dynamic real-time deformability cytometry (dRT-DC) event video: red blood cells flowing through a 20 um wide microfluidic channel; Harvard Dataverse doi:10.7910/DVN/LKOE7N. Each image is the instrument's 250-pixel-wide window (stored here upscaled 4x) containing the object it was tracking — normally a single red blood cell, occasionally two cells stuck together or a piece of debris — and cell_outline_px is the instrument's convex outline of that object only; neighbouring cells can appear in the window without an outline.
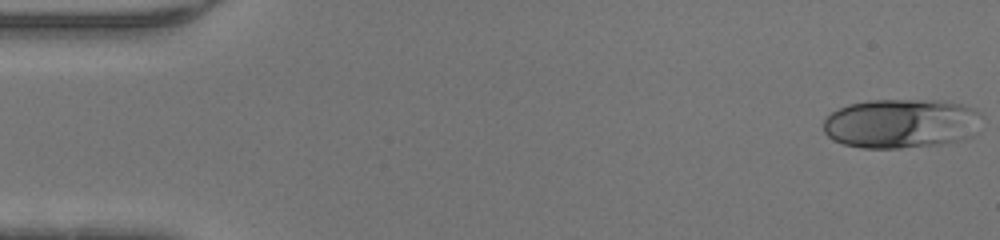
{"species": "human", "species_latin": "Homo sapiens", "temperature_condition": "warm", "stored_images_in_passage": 29, "camera_frame_rate_fps": 3000, "um_per_image_px": 0.085, "donor": {"sex": "male"}, "frame": {"image": 1, "passage_image": 1, "time_ms": 0.0, "image_size_px": [1000, 240], "cell_outline_px": [[984, 116], [972, 136], [960, 140], [940, 144], [900, 148], [860, 148], [844, 144], [832, 140], [824, 132], [824, 120], [832, 112], [848, 104], [868, 100], [944, 100], [976, 108]], "centroid_in_image_um": [76.63, 10.49], "position_along_channel_um": 8.4, "area_um2": 46.07}}
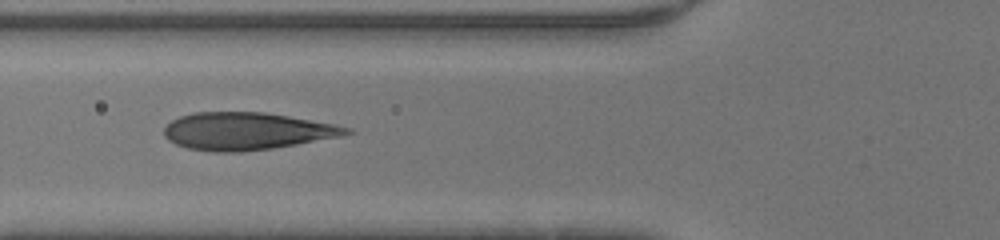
{"frame": {"image": 2, "passage_image": 17, "time_ms": 5.333, "image_size_px": [1000, 240], "cell_outline_px": [[356, 132], [344, 136], [272, 148], [240, 152], [212, 152], [188, 148], [176, 144], [168, 140], [164, 136], [164, 128], [172, 120], [180, 116], [192, 112], [264, 112], [336, 124], [352, 128]], "centroid_in_image_um": [21.0, 11.15], "position_along_channel_um": 104.8, "area_um2": 39.94}}
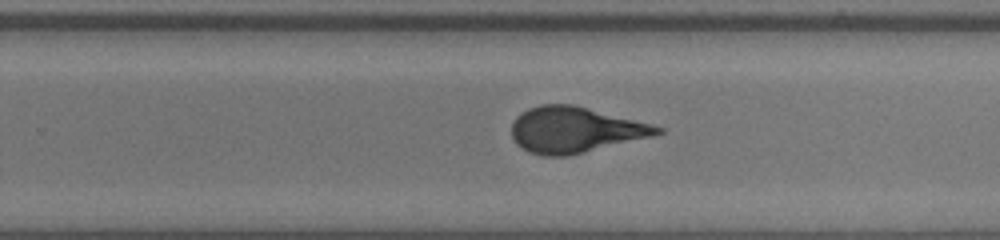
{"frame": {"image": 3, "passage_image": 29, "time_ms": 9.333, "image_size_px": [1000, 240], "cell_outline_px": [[664, 132], [652, 136], [568, 156], [544, 156], [528, 152], [520, 148], [512, 140], [512, 124], [516, 116], [520, 112], [528, 108], [540, 104], [572, 104], [652, 124], [664, 128]], "centroid_in_image_um": [48.82, 11.04], "position_along_channel_um": 281.0, "area_um2": 38.9}}